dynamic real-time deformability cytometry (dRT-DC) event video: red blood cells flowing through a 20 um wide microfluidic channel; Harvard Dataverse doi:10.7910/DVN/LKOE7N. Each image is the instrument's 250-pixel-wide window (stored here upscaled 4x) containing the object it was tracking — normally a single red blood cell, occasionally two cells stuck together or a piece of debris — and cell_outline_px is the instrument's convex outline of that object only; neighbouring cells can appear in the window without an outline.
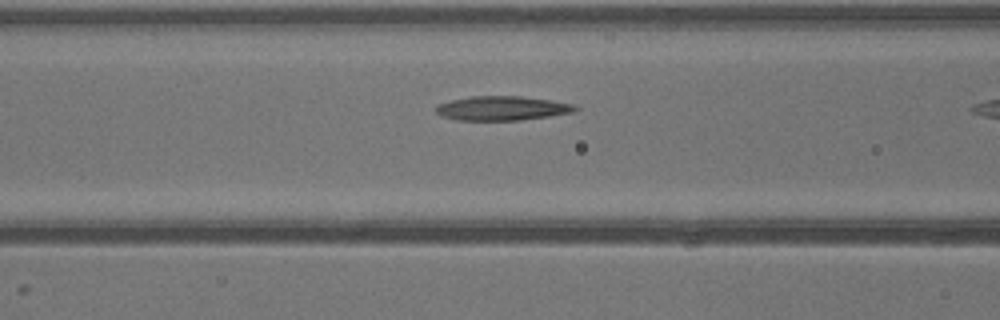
{"species": "common noctule bat (a hibernating species)", "species_latin": "Nyctalus noctula", "temperature_condition": "warm", "stored_images_in_passage": 23, "camera_frame_rate_fps": 3000, "um_per_image_px": 0.085, "animal": {"sex": "male", "body_mass_g": 13.3}, "frame": {"image": 1, "passage_image": 6, "time_ms": 1.667, "image_size_px": [1000, 320], "cell_outline_px": [[580, 108], [572, 112], [548, 116], [520, 120], [456, 120], [440, 116], [436, 112], [436, 104], [452, 100], [472, 96], [520, 96], [576, 104]], "centroid_in_image_um": [42.65, 9.2], "position_along_channel_um": 123.9, "area_um2": 19.65}}
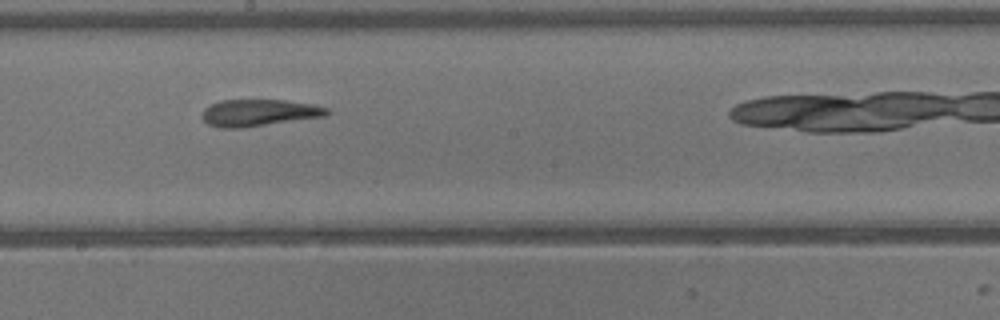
{"frame": {"image": 2, "passage_image": 12, "time_ms": 3.667, "image_size_px": [1000, 320], "cell_outline_px": [[332, 112], [328, 116], [240, 128], [216, 128], [208, 124], [204, 120], [204, 108], [220, 100], [284, 100], [312, 104], [328, 108]], "centroid_in_image_um": [22.06, 9.59], "position_along_channel_um": 226.1, "area_um2": 19.54}}
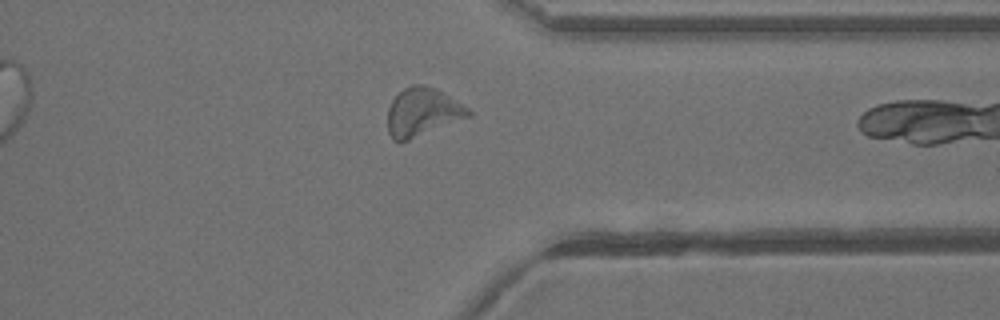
{"frame": {"image": 3, "passage_image": 21, "time_ms": 6.667, "image_size_px": [1000, 320], "cell_outline_px": [[472, 116], [408, 140], [392, 140], [388, 132], [388, 108], [392, 100], [404, 88], [412, 84], [424, 84], [436, 88], [468, 108], [472, 112]], "centroid_in_image_um": [35.91, 9.52], "position_along_channel_um": 375.5, "area_um2": 22.6}}